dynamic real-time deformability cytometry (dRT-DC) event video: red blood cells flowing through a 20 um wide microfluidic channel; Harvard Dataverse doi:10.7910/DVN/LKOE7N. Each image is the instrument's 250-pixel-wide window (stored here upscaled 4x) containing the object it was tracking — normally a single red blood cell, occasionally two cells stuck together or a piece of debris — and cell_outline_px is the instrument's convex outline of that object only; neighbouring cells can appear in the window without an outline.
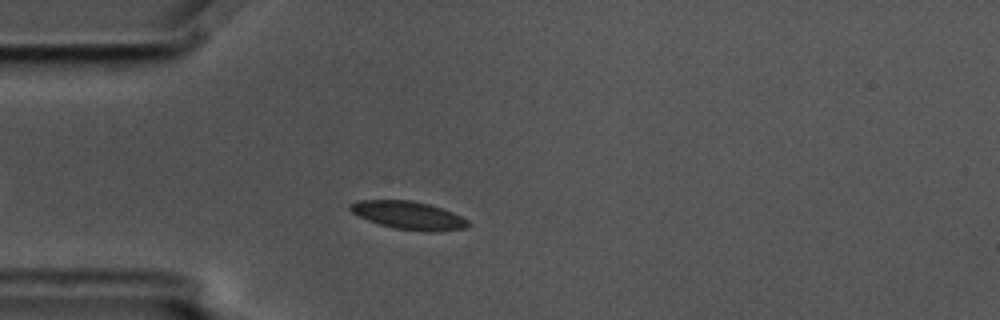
{"species": "common noctule bat (a hibernating species)", "species_latin": "Nyctalus noctula", "temperature_condition": "cold", "stored_images_in_passage": 3, "camera_frame_rate_fps": 3000, "um_per_image_px": 0.085, "animal": {"sex": "male", "body_mass_g": 17.5, "forearm_length_mm": 52.3}, "frame": {"image": 1, "passage_image": 3, "time_ms": 0.667, "image_size_px": [1000, 320], "cell_outline_px": [[472, 224], [464, 228], [436, 232], [428, 232], [396, 228], [380, 224], [368, 220], [352, 212], [348, 208], [348, 204], [360, 200], [412, 200], [428, 204], [452, 212], [468, 220]], "centroid_in_image_um": [34.73, 18.3], "position_along_channel_um": 50.3, "area_um2": 19.13}}